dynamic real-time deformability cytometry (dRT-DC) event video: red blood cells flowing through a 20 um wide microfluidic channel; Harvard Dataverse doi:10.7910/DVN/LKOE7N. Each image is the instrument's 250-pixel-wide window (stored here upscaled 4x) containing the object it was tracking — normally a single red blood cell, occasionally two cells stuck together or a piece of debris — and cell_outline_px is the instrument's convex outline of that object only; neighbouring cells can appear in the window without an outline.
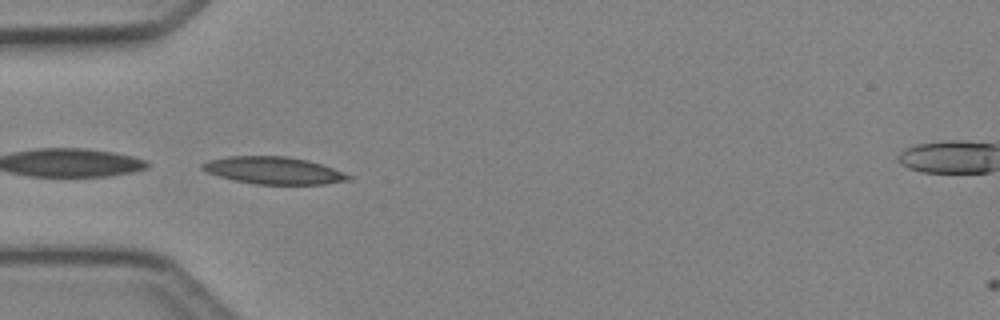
{"species": "Egyptian fruit bat (a non-hibernating species)", "species_latin": "Rousettus aegyptiacus", "temperature_condition": "cold", "stored_images_in_passage": 12, "camera_frame_rate_fps": 3000, "um_per_image_px": 0.085, "animal": {"sex": "female"}, "frame": {"image": 1, "passage_image": 1, "time_ms": 0.0, "image_size_px": [1000, 320], "cell_outline_px": [[352, 180], [324, 184], [256, 184], [236, 180], [220, 176], [208, 172], [200, 168], [200, 164], [208, 160], [228, 156], [284, 156], [308, 160], [332, 168], [352, 176]], "centroid_in_image_um": [23.26, 14.48], "position_along_channel_um": 61.7, "area_um2": 23.0}}
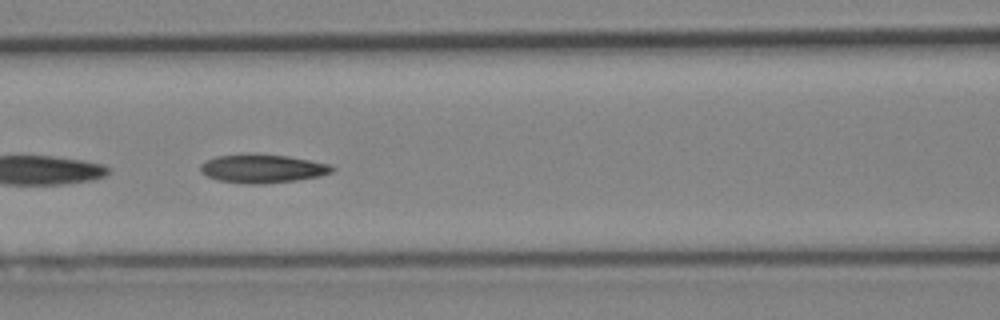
{"frame": {"image": 2, "passage_image": 7, "time_ms": 2.0, "image_size_px": [1000, 320], "cell_outline_px": [[336, 168], [332, 172], [320, 176], [296, 180], [264, 184], [248, 184], [216, 180], [200, 172], [200, 164], [216, 156], [252, 152], [288, 156], [332, 164]], "centroid_in_image_um": [22.32, 14.31], "position_along_channel_um": 144.3, "area_um2": 22.37}}
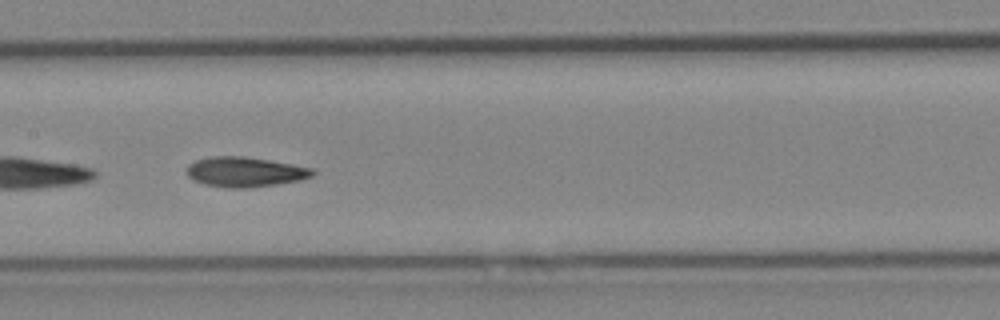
{"frame": {"image": 3, "passage_image": 10, "time_ms": 3.0, "image_size_px": [1000, 320], "cell_outline_px": [[316, 172], [312, 176], [300, 180], [276, 184], [244, 188], [228, 188], [204, 184], [192, 180], [188, 176], [188, 164], [196, 160], [212, 156], [244, 156], [292, 164], [312, 168]], "centroid_in_image_um": [20.81, 14.61], "position_along_channel_um": 186.6, "area_um2": 21.85}}